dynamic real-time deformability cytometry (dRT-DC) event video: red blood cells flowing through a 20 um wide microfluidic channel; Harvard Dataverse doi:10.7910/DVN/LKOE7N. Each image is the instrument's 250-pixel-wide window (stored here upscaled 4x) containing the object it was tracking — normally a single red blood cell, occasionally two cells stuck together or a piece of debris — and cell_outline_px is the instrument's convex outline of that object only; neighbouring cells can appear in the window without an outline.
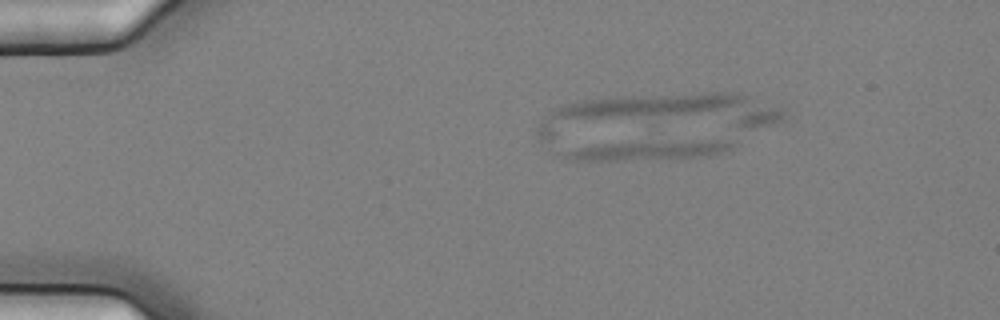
{"species": "common noctule bat (a hibernating species)", "species_latin": "Nyctalus noctula", "temperature_condition": "cold", "stored_images_in_passage": 5, "camera_frame_rate_fps": 3000, "um_per_image_px": 0.085, "animal": {"sex": "female", "body_mass_g": 25.1}, "frame": {"image": 1, "passage_image": 1, "time_ms": 0.0, "image_size_px": [1000, 320], "cell_outline_px": [[736, 144], [728, 152], [712, 156], [612, 160], [576, 160], [564, 156], [560, 152], [580, 148], [604, 144], [728, 136], [732, 136]], "centroid_in_image_um": [55.65, 12.7], "position_along_channel_um": 29.4, "area_um2": 19.88}}